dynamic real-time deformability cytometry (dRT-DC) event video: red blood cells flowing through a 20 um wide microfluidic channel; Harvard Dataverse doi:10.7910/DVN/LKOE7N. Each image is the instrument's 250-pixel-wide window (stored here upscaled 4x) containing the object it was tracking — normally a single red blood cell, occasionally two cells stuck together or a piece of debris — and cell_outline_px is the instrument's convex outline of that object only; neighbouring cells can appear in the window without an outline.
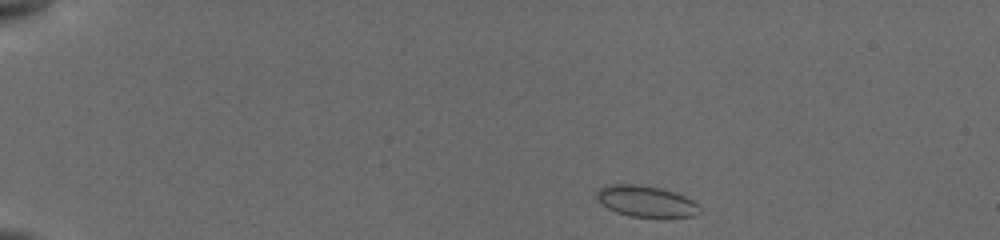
{"species": "common noctule bat (a hibernating species)", "species_latin": "Nyctalus noctula", "temperature_condition": "cold", "stored_images_in_passage": 15, "camera_frame_rate_fps": 3000, "um_per_image_px": 0.085, "animal": {"sex": "female", "body_mass_g": 19.5, "forearm_length_mm": 54.1}, "frame": {"image": 1, "passage_image": 1, "time_ms": 0.0, "image_size_px": [1000, 240], "cell_outline_px": [[700, 212], [692, 216], [628, 216], [616, 212], [608, 208], [596, 200], [596, 192], [600, 188], [608, 184], [640, 184], [660, 188], [684, 196], [692, 200], [700, 208]], "centroid_in_image_um": [54.84, 17.09], "position_along_channel_um": 30.2, "area_um2": 18.44}}
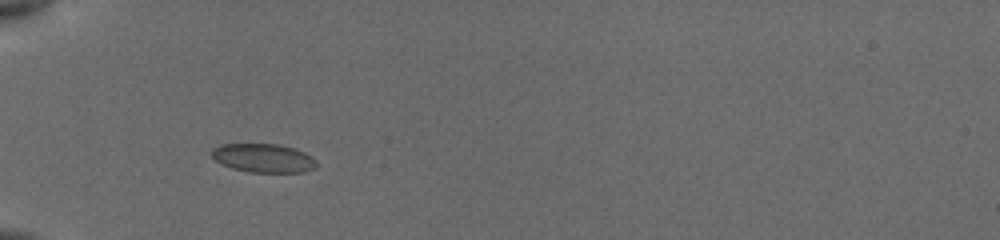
{"frame": {"image": 2, "passage_image": 14, "time_ms": 3.0, "image_size_px": [1000, 240], "cell_outline_px": [[316, 168], [304, 172], [248, 172], [232, 168], [216, 160], [212, 156], [212, 148], [220, 144], [276, 144], [296, 148], [312, 156], [316, 160]], "centroid_in_image_um": [22.42, 13.43], "position_along_channel_um": 62.6, "area_um2": 17.57}}